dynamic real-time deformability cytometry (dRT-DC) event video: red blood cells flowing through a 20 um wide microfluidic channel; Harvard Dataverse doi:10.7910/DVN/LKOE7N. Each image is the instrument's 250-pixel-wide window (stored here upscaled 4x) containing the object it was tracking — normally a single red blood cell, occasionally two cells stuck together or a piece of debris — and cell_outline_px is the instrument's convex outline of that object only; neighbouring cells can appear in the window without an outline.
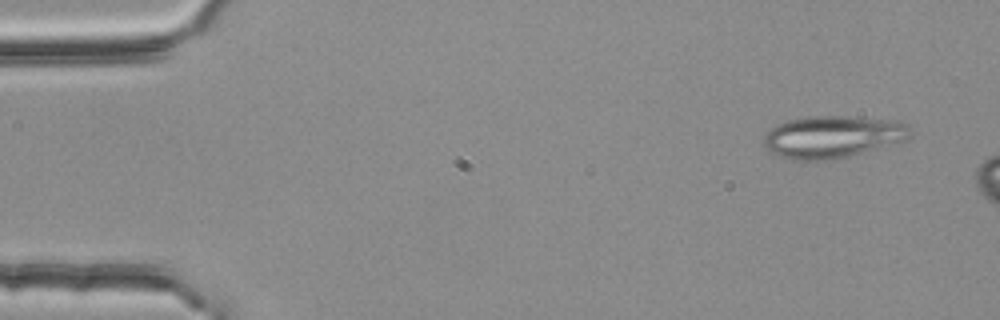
{"species": "common noctule bat (a hibernating species)", "species_latin": "Nyctalus noctula", "temperature_condition": "room temperature", "stored_images_in_passage": 3, "camera_frame_rate_fps": 3000, "um_per_image_px": 0.085, "animal": {"sex": "female", "body_mass_g": 25.1}, "frame": {"image": 1, "passage_image": 1, "time_ms": 0.0, "image_size_px": [1000, 320], "cell_outline_px": [[908, 140], [848, 156], [832, 160], [788, 160], [772, 152], [764, 144], [764, 136], [772, 128], [788, 120], [812, 116], [848, 116], [900, 120], [908, 124]], "centroid_in_image_um": [70.8, 11.62], "position_along_channel_um": 14.2, "area_um2": 35.89}}